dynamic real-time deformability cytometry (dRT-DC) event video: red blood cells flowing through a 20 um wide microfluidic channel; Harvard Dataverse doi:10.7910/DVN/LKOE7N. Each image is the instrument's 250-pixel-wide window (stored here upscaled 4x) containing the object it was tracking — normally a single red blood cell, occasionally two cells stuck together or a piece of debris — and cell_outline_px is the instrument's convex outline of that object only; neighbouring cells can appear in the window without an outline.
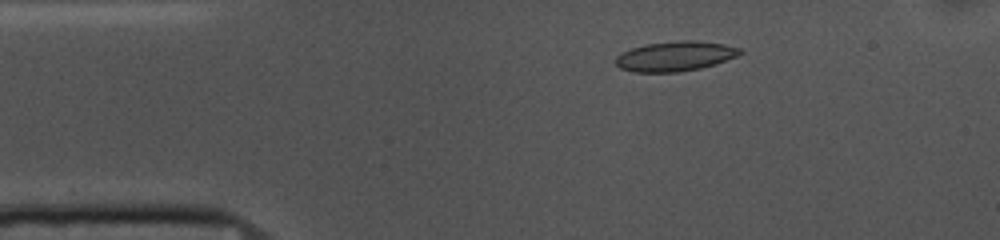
{"species": "common noctule bat (a hibernating species)", "species_latin": "Nyctalus noctula", "temperature_condition": "cold", "stored_images_in_passage": 52, "camera_frame_rate_fps": 3000, "um_per_image_px": 0.085, "animal": {"sex": "female", "body_mass_g": 10.0, "forearm_length_mm": 53.1}, "frame": {"image": 1, "passage_image": 8, "time_ms": 2.333, "image_size_px": [1000, 240], "cell_outline_px": [[744, 52], [736, 56], [716, 64], [700, 68], [676, 72], [636, 72], [620, 68], [616, 64], [616, 56], [632, 48], [644, 44], [676, 40], [696, 40], [724, 44], [740, 48]], "centroid_in_image_um": [57.4, 4.76], "position_along_channel_um": 27.6, "area_um2": 21.62}}
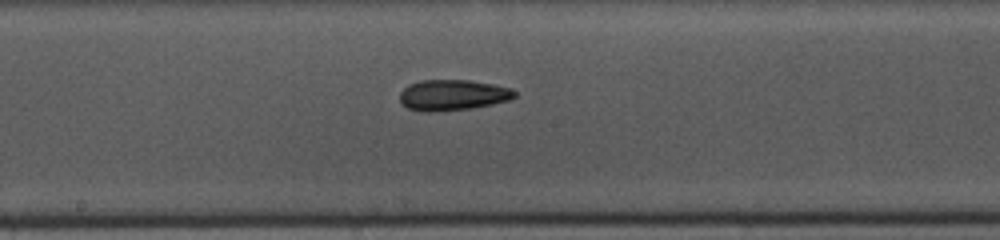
{"frame": {"image": 2, "passage_image": 26, "time_ms": 8.333, "image_size_px": [1000, 240], "cell_outline_px": [[516, 96], [508, 100], [492, 104], [472, 108], [432, 112], [424, 112], [408, 108], [400, 104], [400, 92], [408, 84], [420, 80], [468, 80], [492, 84], [512, 88], [516, 92]], "centroid_in_image_um": [38.45, 8.08], "position_along_channel_um": 209.8, "area_um2": 20.69}}
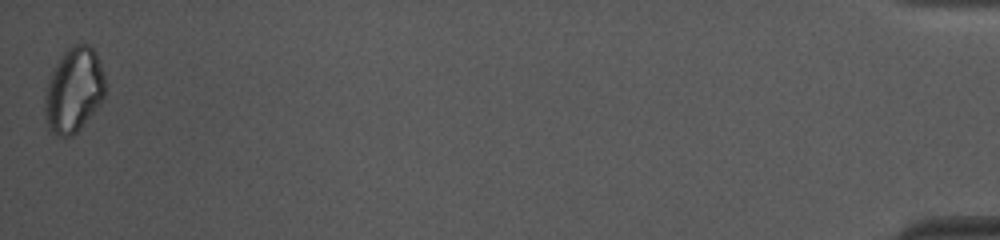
{"frame": {"image": 3, "passage_image": 52, "time_ms": 17.0, "image_size_px": [1000, 240], "cell_outline_px": [[108, 84], [104, 100], [80, 128], [72, 136], [56, 136], [48, 128], [44, 112], [44, 96], [48, 80], [60, 56], [72, 44], [88, 44], [96, 52], [104, 72]], "centroid_in_image_um": [6.3, 7.65], "position_along_channel_um": 428.9, "area_um2": 30.4}}